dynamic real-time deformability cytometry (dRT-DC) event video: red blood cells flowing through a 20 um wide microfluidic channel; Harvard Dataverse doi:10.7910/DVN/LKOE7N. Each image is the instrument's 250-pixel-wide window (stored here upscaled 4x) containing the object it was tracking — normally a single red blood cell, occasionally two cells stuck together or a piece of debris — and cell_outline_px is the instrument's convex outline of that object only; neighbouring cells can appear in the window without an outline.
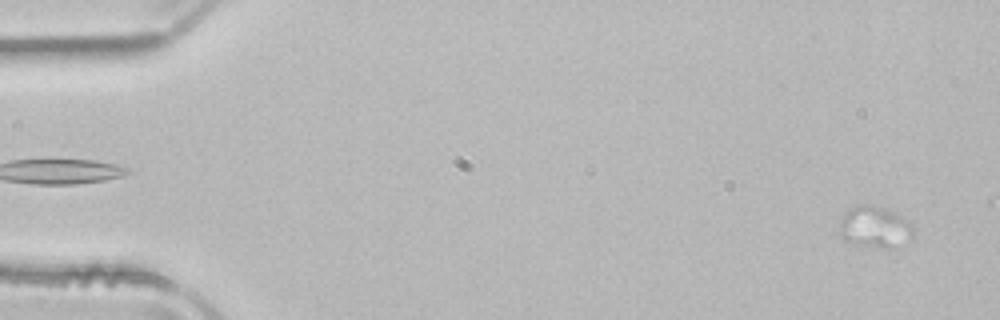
{"species": "common noctule bat (a hibernating species)", "species_latin": "Nyctalus noctula", "temperature_condition": "room temperature", "stored_images_in_passage": 9, "camera_frame_rate_fps": 3000, "um_per_image_px": 0.085, "animal": {"sex": "male", "body_mass_g": 21.5, "forearm_length_mm": 52.0}, "frame": {"image": 1, "passage_image": 2, "time_ms": 0.333, "image_size_px": [1000, 320], "cell_outline_px": [[912, 236], [888, 248], [884, 248], [856, 244], [844, 240], [840, 236], [840, 224], [844, 212], [848, 208], [856, 204], [868, 204], [884, 208], [892, 212], [912, 224]], "centroid_in_image_um": [74.27, 19.26], "position_along_channel_um": 10.7, "area_um2": 17.34}}